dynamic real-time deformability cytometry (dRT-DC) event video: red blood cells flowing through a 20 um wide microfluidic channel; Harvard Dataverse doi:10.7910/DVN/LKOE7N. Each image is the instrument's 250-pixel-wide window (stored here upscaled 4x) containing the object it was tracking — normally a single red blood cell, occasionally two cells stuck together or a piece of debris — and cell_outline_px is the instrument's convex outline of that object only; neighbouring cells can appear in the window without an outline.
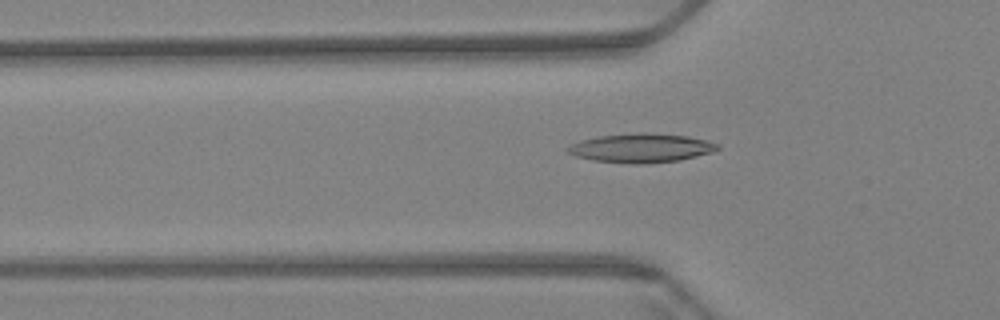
{"species": "Egyptian fruit bat (a non-hibernating species)", "species_latin": "Rousettus aegyptiacus", "temperature_condition": "warm", "stored_images_in_passage": 55, "camera_frame_rate_fps": 3000, "um_per_image_px": 0.085, "animal": {"sex": "female"}, "frame": {"image": 1, "passage_image": 14, "time_ms": 4.333, "image_size_px": [1000, 320], "cell_outline_px": [[720, 148], [712, 152], [680, 160], [644, 164], [628, 164], [592, 160], [576, 156], [564, 152], [564, 148], [580, 140], [600, 136], [640, 132], [648, 132], [688, 136], [720, 144]], "centroid_in_image_um": [54.46, 12.58], "position_along_channel_um": 71.3, "area_um2": 25.55}}
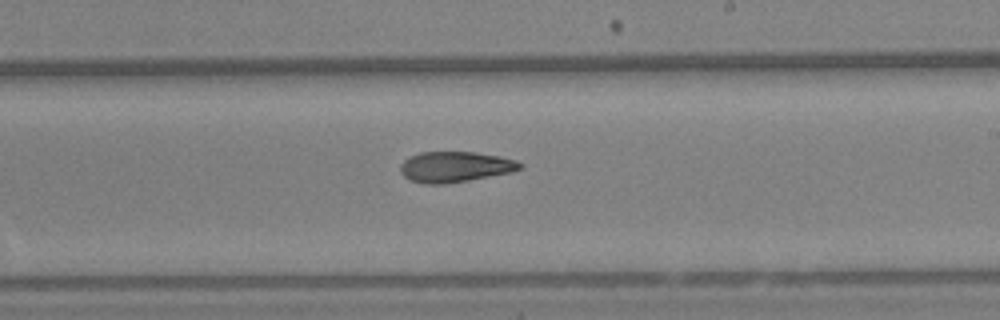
{"frame": {"image": 2, "passage_image": 30, "time_ms": 9.667, "image_size_px": [1000, 320], "cell_outline_px": [[524, 164], [520, 168], [512, 172], [468, 180], [444, 184], [424, 184], [408, 180], [400, 172], [400, 164], [404, 160], [420, 152], [476, 152], [500, 156], [516, 160]], "centroid_in_image_um": [38.67, 14.18], "position_along_channel_um": 250.3, "area_um2": 21.39}}
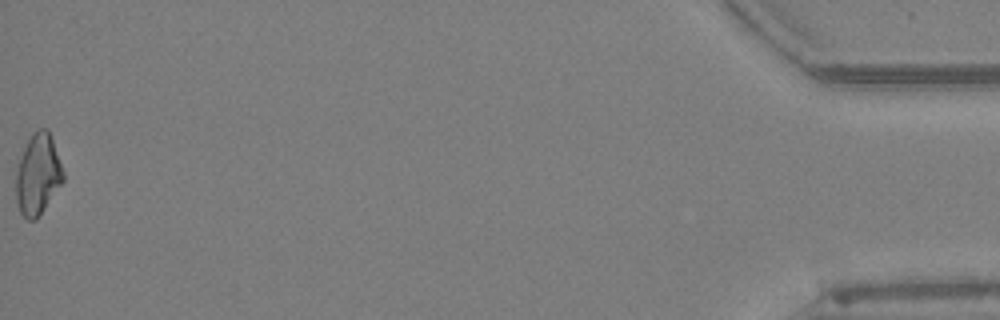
{"frame": {"image": 3, "passage_image": 55, "time_ms": 18.0, "image_size_px": [1000, 320], "cell_outline_px": [[64, 180], [36, 220], [28, 220], [20, 212], [16, 200], [16, 172], [24, 148], [32, 132], [36, 128], [48, 128], [64, 172]], "centroid_in_image_um": [3.22, 14.81], "position_along_channel_um": 432.0, "area_um2": 22.08}, "authors_computed_cell_mechanics": {"area_um2": 21.9062, "velocity_mm_per_s": 3.3657, "shape_relaxation_time_tau1_ms": null, "shape_relaxation_time_tau2_ms": 9.8239, "deformation_change_tau1": null, "deformation_change_tau2": 0.1866}}